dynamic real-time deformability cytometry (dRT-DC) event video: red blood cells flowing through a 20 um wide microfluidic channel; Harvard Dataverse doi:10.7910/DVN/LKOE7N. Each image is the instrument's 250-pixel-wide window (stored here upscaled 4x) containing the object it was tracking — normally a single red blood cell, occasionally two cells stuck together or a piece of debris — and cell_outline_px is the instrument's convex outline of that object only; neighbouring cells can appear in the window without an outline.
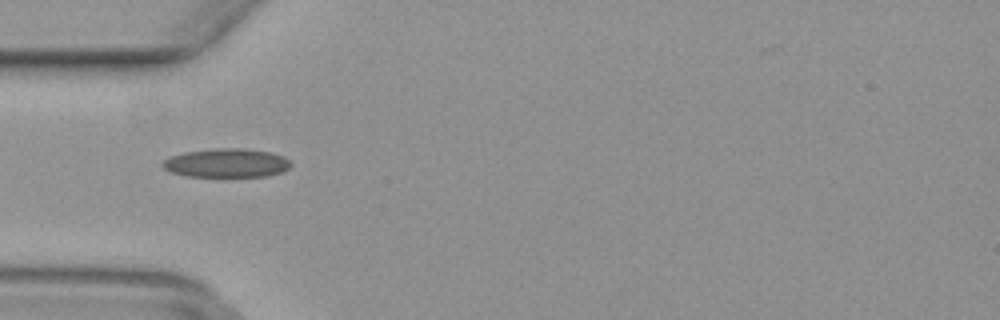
{"species": "common noctule bat (a hibernating species)", "species_latin": "Nyctalus noctula", "temperature_condition": "warm", "stored_images_in_passage": 32, "camera_frame_rate_fps": 3000, "um_per_image_px": 0.085, "animal": {"sex": "female", "body_mass_g": 29.2, "forearm_length_mm": 56.3}, "frame": {"image": 1, "passage_image": 2, "time_ms": 0.333, "image_size_px": [1000, 320], "cell_outline_px": [[292, 164], [284, 172], [268, 176], [224, 180], [220, 180], [188, 176], [172, 172], [164, 168], [160, 164], [164, 160], [172, 156], [184, 152], [216, 148], [244, 148], [268, 152], [284, 156]], "centroid_in_image_um": [19.28, 13.92], "position_along_channel_um": 65.7, "area_um2": 22.66}}
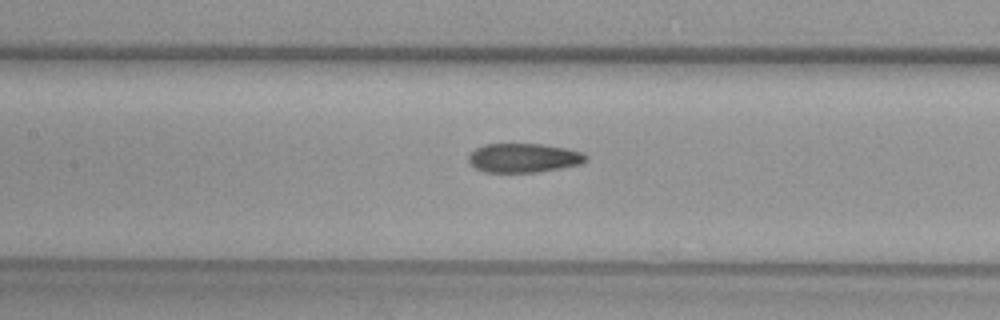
{"frame": {"image": 2, "passage_image": 9, "time_ms": 2.667, "image_size_px": [1000, 320], "cell_outline_px": [[588, 156], [580, 164], [560, 168], [536, 172], [484, 172], [476, 168], [468, 160], [468, 156], [476, 148], [484, 144], [540, 144], [564, 148], [584, 152]], "centroid_in_image_um": [44.5, 13.42], "position_along_channel_um": 162.9, "area_um2": 19.71}}
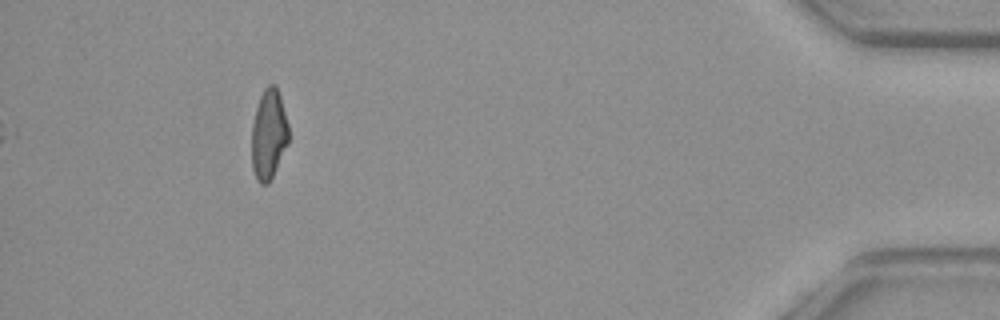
{"frame": {"image": 3, "passage_image": 32, "time_ms": 10.333, "image_size_px": [1000, 320], "cell_outline_px": [[288, 144], [268, 184], [260, 184], [256, 180], [252, 168], [252, 124], [256, 108], [260, 96], [264, 88], [268, 84], [276, 84], [280, 96], [288, 124]], "centroid_in_image_um": [22.83, 11.42], "position_along_channel_um": 412.4, "area_um2": 19.36}}